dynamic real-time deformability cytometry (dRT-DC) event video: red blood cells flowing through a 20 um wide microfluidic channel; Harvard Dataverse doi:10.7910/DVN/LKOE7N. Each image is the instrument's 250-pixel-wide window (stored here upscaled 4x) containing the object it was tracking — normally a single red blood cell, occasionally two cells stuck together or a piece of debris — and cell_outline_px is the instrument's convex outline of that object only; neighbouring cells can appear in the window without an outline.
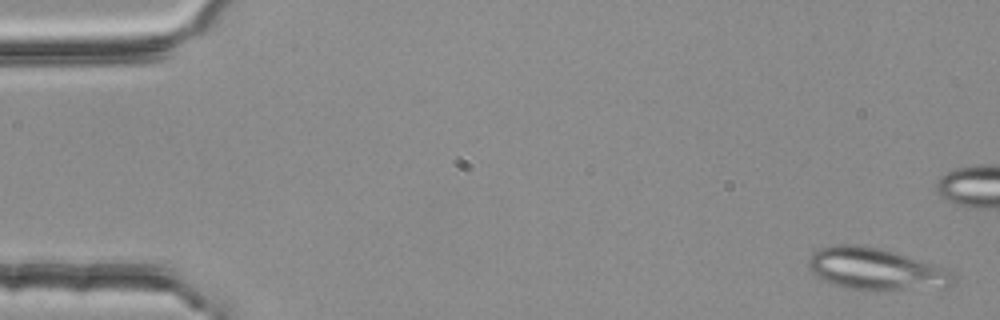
{"species": "common noctule bat (a hibernating species)", "species_latin": "Nyctalus noctula", "temperature_condition": "room temperature", "stored_images_in_passage": 5, "camera_frame_rate_fps": 3000, "um_per_image_px": 0.085, "animal": {"sex": "female", "body_mass_g": 25.1}, "frame": {"image": 1, "passage_image": 1, "time_ms": 0.0, "image_size_px": [1000, 320], "cell_outline_px": [[956, 280], [948, 288], [848, 288], [824, 280], [812, 272], [808, 268], [808, 260], [812, 252], [820, 248], [836, 244], [864, 244], [896, 252], [928, 264], [948, 272], [956, 276]], "centroid_in_image_um": [74.37, 22.83], "position_along_channel_um": 10.6, "area_um2": 34.28}}